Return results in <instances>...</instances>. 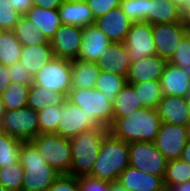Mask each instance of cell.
<instances>
[{"instance_id": "1", "label": "cell", "mask_w": 190, "mask_h": 191, "mask_svg": "<svg viewBox=\"0 0 190 191\" xmlns=\"http://www.w3.org/2000/svg\"><path fill=\"white\" fill-rule=\"evenodd\" d=\"M161 120L157 109L139 108L123 118L116 119L108 128L115 138L122 139L125 142H154Z\"/></svg>"}, {"instance_id": "2", "label": "cell", "mask_w": 190, "mask_h": 191, "mask_svg": "<svg viewBox=\"0 0 190 191\" xmlns=\"http://www.w3.org/2000/svg\"><path fill=\"white\" fill-rule=\"evenodd\" d=\"M129 166V143L107 133L102 140L98 157L90 175L92 178L116 182Z\"/></svg>"}, {"instance_id": "3", "label": "cell", "mask_w": 190, "mask_h": 191, "mask_svg": "<svg viewBox=\"0 0 190 191\" xmlns=\"http://www.w3.org/2000/svg\"><path fill=\"white\" fill-rule=\"evenodd\" d=\"M108 132L107 128H92L69 139L72 155L70 175L77 178L91 175L102 140Z\"/></svg>"}, {"instance_id": "4", "label": "cell", "mask_w": 190, "mask_h": 191, "mask_svg": "<svg viewBox=\"0 0 190 191\" xmlns=\"http://www.w3.org/2000/svg\"><path fill=\"white\" fill-rule=\"evenodd\" d=\"M19 160L24 168L22 191H47L61 175L46 163L30 141L21 142Z\"/></svg>"}, {"instance_id": "5", "label": "cell", "mask_w": 190, "mask_h": 191, "mask_svg": "<svg viewBox=\"0 0 190 191\" xmlns=\"http://www.w3.org/2000/svg\"><path fill=\"white\" fill-rule=\"evenodd\" d=\"M30 142L46 163L60 174H70L72 163L70 141L57 134H38Z\"/></svg>"}, {"instance_id": "6", "label": "cell", "mask_w": 190, "mask_h": 191, "mask_svg": "<svg viewBox=\"0 0 190 191\" xmlns=\"http://www.w3.org/2000/svg\"><path fill=\"white\" fill-rule=\"evenodd\" d=\"M67 100L83 109L89 117H95L105 128L112 125L113 102L98 89H71Z\"/></svg>"}, {"instance_id": "7", "label": "cell", "mask_w": 190, "mask_h": 191, "mask_svg": "<svg viewBox=\"0 0 190 191\" xmlns=\"http://www.w3.org/2000/svg\"><path fill=\"white\" fill-rule=\"evenodd\" d=\"M0 130L21 142L30 141L39 134L38 112L28 106L5 110Z\"/></svg>"}, {"instance_id": "8", "label": "cell", "mask_w": 190, "mask_h": 191, "mask_svg": "<svg viewBox=\"0 0 190 191\" xmlns=\"http://www.w3.org/2000/svg\"><path fill=\"white\" fill-rule=\"evenodd\" d=\"M167 163L168 160L157 149L154 142L129 143V166L164 178Z\"/></svg>"}, {"instance_id": "9", "label": "cell", "mask_w": 190, "mask_h": 191, "mask_svg": "<svg viewBox=\"0 0 190 191\" xmlns=\"http://www.w3.org/2000/svg\"><path fill=\"white\" fill-rule=\"evenodd\" d=\"M33 84L68 96L71 86V60L54 57L33 77Z\"/></svg>"}, {"instance_id": "10", "label": "cell", "mask_w": 190, "mask_h": 191, "mask_svg": "<svg viewBox=\"0 0 190 191\" xmlns=\"http://www.w3.org/2000/svg\"><path fill=\"white\" fill-rule=\"evenodd\" d=\"M57 135L71 139L85 130L105 128L95 117H89L83 109L66 100L62 104Z\"/></svg>"}, {"instance_id": "11", "label": "cell", "mask_w": 190, "mask_h": 191, "mask_svg": "<svg viewBox=\"0 0 190 191\" xmlns=\"http://www.w3.org/2000/svg\"><path fill=\"white\" fill-rule=\"evenodd\" d=\"M124 45L131 62L156 55L152 25L148 22H133Z\"/></svg>"}, {"instance_id": "12", "label": "cell", "mask_w": 190, "mask_h": 191, "mask_svg": "<svg viewBox=\"0 0 190 191\" xmlns=\"http://www.w3.org/2000/svg\"><path fill=\"white\" fill-rule=\"evenodd\" d=\"M187 30L182 22L152 25L156 55L169 62Z\"/></svg>"}, {"instance_id": "13", "label": "cell", "mask_w": 190, "mask_h": 191, "mask_svg": "<svg viewBox=\"0 0 190 191\" xmlns=\"http://www.w3.org/2000/svg\"><path fill=\"white\" fill-rule=\"evenodd\" d=\"M186 126L161 122L159 132L154 141L157 149L167 160L178 159L187 144Z\"/></svg>"}, {"instance_id": "14", "label": "cell", "mask_w": 190, "mask_h": 191, "mask_svg": "<svg viewBox=\"0 0 190 191\" xmlns=\"http://www.w3.org/2000/svg\"><path fill=\"white\" fill-rule=\"evenodd\" d=\"M83 28L62 24L50 40L54 57L76 60L82 43Z\"/></svg>"}, {"instance_id": "15", "label": "cell", "mask_w": 190, "mask_h": 191, "mask_svg": "<svg viewBox=\"0 0 190 191\" xmlns=\"http://www.w3.org/2000/svg\"><path fill=\"white\" fill-rule=\"evenodd\" d=\"M132 21L123 13L121 7L110 10L95 19V26L101 30L111 42L124 43Z\"/></svg>"}, {"instance_id": "16", "label": "cell", "mask_w": 190, "mask_h": 191, "mask_svg": "<svg viewBox=\"0 0 190 191\" xmlns=\"http://www.w3.org/2000/svg\"><path fill=\"white\" fill-rule=\"evenodd\" d=\"M82 39L76 60L94 63L100 60V55L112 43L95 24L83 28Z\"/></svg>"}, {"instance_id": "17", "label": "cell", "mask_w": 190, "mask_h": 191, "mask_svg": "<svg viewBox=\"0 0 190 191\" xmlns=\"http://www.w3.org/2000/svg\"><path fill=\"white\" fill-rule=\"evenodd\" d=\"M167 61L157 55L131 62L127 76L128 84L145 81H160Z\"/></svg>"}, {"instance_id": "18", "label": "cell", "mask_w": 190, "mask_h": 191, "mask_svg": "<svg viewBox=\"0 0 190 191\" xmlns=\"http://www.w3.org/2000/svg\"><path fill=\"white\" fill-rule=\"evenodd\" d=\"M96 63L100 71L119 74L126 78L131 65L124 43L117 42H112Z\"/></svg>"}, {"instance_id": "19", "label": "cell", "mask_w": 190, "mask_h": 191, "mask_svg": "<svg viewBox=\"0 0 190 191\" xmlns=\"http://www.w3.org/2000/svg\"><path fill=\"white\" fill-rule=\"evenodd\" d=\"M117 182L128 191H161L165 189L163 177L148 174L131 166L123 170Z\"/></svg>"}, {"instance_id": "20", "label": "cell", "mask_w": 190, "mask_h": 191, "mask_svg": "<svg viewBox=\"0 0 190 191\" xmlns=\"http://www.w3.org/2000/svg\"><path fill=\"white\" fill-rule=\"evenodd\" d=\"M156 109L161 122L179 126H187L190 122L185 97L163 95Z\"/></svg>"}, {"instance_id": "21", "label": "cell", "mask_w": 190, "mask_h": 191, "mask_svg": "<svg viewBox=\"0 0 190 191\" xmlns=\"http://www.w3.org/2000/svg\"><path fill=\"white\" fill-rule=\"evenodd\" d=\"M160 83L163 95L185 97L190 89L188 75L182 72L181 67L169 62L165 65Z\"/></svg>"}, {"instance_id": "22", "label": "cell", "mask_w": 190, "mask_h": 191, "mask_svg": "<svg viewBox=\"0 0 190 191\" xmlns=\"http://www.w3.org/2000/svg\"><path fill=\"white\" fill-rule=\"evenodd\" d=\"M62 24L72 25L80 28L94 24L95 18L87 2L63 1L58 8Z\"/></svg>"}, {"instance_id": "23", "label": "cell", "mask_w": 190, "mask_h": 191, "mask_svg": "<svg viewBox=\"0 0 190 191\" xmlns=\"http://www.w3.org/2000/svg\"><path fill=\"white\" fill-rule=\"evenodd\" d=\"M25 16L33 22L34 28L44 33L49 40H51L55 32L62 25L57 9L51 10L39 6H32Z\"/></svg>"}, {"instance_id": "24", "label": "cell", "mask_w": 190, "mask_h": 191, "mask_svg": "<svg viewBox=\"0 0 190 191\" xmlns=\"http://www.w3.org/2000/svg\"><path fill=\"white\" fill-rule=\"evenodd\" d=\"M182 22L181 9L169 0H148V23L173 24Z\"/></svg>"}, {"instance_id": "25", "label": "cell", "mask_w": 190, "mask_h": 191, "mask_svg": "<svg viewBox=\"0 0 190 191\" xmlns=\"http://www.w3.org/2000/svg\"><path fill=\"white\" fill-rule=\"evenodd\" d=\"M54 58L50 45H36L22 47L19 63L34 77L37 72Z\"/></svg>"}, {"instance_id": "26", "label": "cell", "mask_w": 190, "mask_h": 191, "mask_svg": "<svg viewBox=\"0 0 190 191\" xmlns=\"http://www.w3.org/2000/svg\"><path fill=\"white\" fill-rule=\"evenodd\" d=\"M100 70L97 63L72 60L71 86L72 89L94 88Z\"/></svg>"}, {"instance_id": "27", "label": "cell", "mask_w": 190, "mask_h": 191, "mask_svg": "<svg viewBox=\"0 0 190 191\" xmlns=\"http://www.w3.org/2000/svg\"><path fill=\"white\" fill-rule=\"evenodd\" d=\"M66 100L67 96L64 93L47 90L44 87L32 84L27 99V106L38 112L47 105H62Z\"/></svg>"}, {"instance_id": "28", "label": "cell", "mask_w": 190, "mask_h": 191, "mask_svg": "<svg viewBox=\"0 0 190 191\" xmlns=\"http://www.w3.org/2000/svg\"><path fill=\"white\" fill-rule=\"evenodd\" d=\"M17 40L24 46L50 45V40L44 33L34 28L31 22L25 15H21L18 23L12 30Z\"/></svg>"}, {"instance_id": "29", "label": "cell", "mask_w": 190, "mask_h": 191, "mask_svg": "<svg viewBox=\"0 0 190 191\" xmlns=\"http://www.w3.org/2000/svg\"><path fill=\"white\" fill-rule=\"evenodd\" d=\"M142 108L139 98L131 84H126L113 102V122Z\"/></svg>"}, {"instance_id": "30", "label": "cell", "mask_w": 190, "mask_h": 191, "mask_svg": "<svg viewBox=\"0 0 190 191\" xmlns=\"http://www.w3.org/2000/svg\"><path fill=\"white\" fill-rule=\"evenodd\" d=\"M144 108L156 109L163 97L160 81L131 84Z\"/></svg>"}, {"instance_id": "31", "label": "cell", "mask_w": 190, "mask_h": 191, "mask_svg": "<svg viewBox=\"0 0 190 191\" xmlns=\"http://www.w3.org/2000/svg\"><path fill=\"white\" fill-rule=\"evenodd\" d=\"M22 45L13 31L0 32V64L10 66L19 62Z\"/></svg>"}, {"instance_id": "32", "label": "cell", "mask_w": 190, "mask_h": 191, "mask_svg": "<svg viewBox=\"0 0 190 191\" xmlns=\"http://www.w3.org/2000/svg\"><path fill=\"white\" fill-rule=\"evenodd\" d=\"M30 86L12 82L0 95L5 110H17L27 106Z\"/></svg>"}, {"instance_id": "33", "label": "cell", "mask_w": 190, "mask_h": 191, "mask_svg": "<svg viewBox=\"0 0 190 191\" xmlns=\"http://www.w3.org/2000/svg\"><path fill=\"white\" fill-rule=\"evenodd\" d=\"M126 84V77L100 71L94 88L104 93L109 101L114 102L116 95Z\"/></svg>"}, {"instance_id": "34", "label": "cell", "mask_w": 190, "mask_h": 191, "mask_svg": "<svg viewBox=\"0 0 190 191\" xmlns=\"http://www.w3.org/2000/svg\"><path fill=\"white\" fill-rule=\"evenodd\" d=\"M21 141L0 131V168L17 163L20 159Z\"/></svg>"}, {"instance_id": "35", "label": "cell", "mask_w": 190, "mask_h": 191, "mask_svg": "<svg viewBox=\"0 0 190 191\" xmlns=\"http://www.w3.org/2000/svg\"><path fill=\"white\" fill-rule=\"evenodd\" d=\"M164 185L173 186L184 184L190 180V164L181 158L168 160Z\"/></svg>"}, {"instance_id": "36", "label": "cell", "mask_w": 190, "mask_h": 191, "mask_svg": "<svg viewBox=\"0 0 190 191\" xmlns=\"http://www.w3.org/2000/svg\"><path fill=\"white\" fill-rule=\"evenodd\" d=\"M23 165L20 160L7 167L0 168V184L7 191H21L24 179Z\"/></svg>"}, {"instance_id": "37", "label": "cell", "mask_w": 190, "mask_h": 191, "mask_svg": "<svg viewBox=\"0 0 190 191\" xmlns=\"http://www.w3.org/2000/svg\"><path fill=\"white\" fill-rule=\"evenodd\" d=\"M62 105L45 106L38 111L39 134H57Z\"/></svg>"}, {"instance_id": "38", "label": "cell", "mask_w": 190, "mask_h": 191, "mask_svg": "<svg viewBox=\"0 0 190 191\" xmlns=\"http://www.w3.org/2000/svg\"><path fill=\"white\" fill-rule=\"evenodd\" d=\"M120 7L132 22H148V0H121Z\"/></svg>"}, {"instance_id": "39", "label": "cell", "mask_w": 190, "mask_h": 191, "mask_svg": "<svg viewBox=\"0 0 190 191\" xmlns=\"http://www.w3.org/2000/svg\"><path fill=\"white\" fill-rule=\"evenodd\" d=\"M20 17L21 14L9 4L8 0H0V29L2 31H12Z\"/></svg>"}, {"instance_id": "40", "label": "cell", "mask_w": 190, "mask_h": 191, "mask_svg": "<svg viewBox=\"0 0 190 191\" xmlns=\"http://www.w3.org/2000/svg\"><path fill=\"white\" fill-rule=\"evenodd\" d=\"M169 63L181 68H190V37L188 34L180 41Z\"/></svg>"}, {"instance_id": "41", "label": "cell", "mask_w": 190, "mask_h": 191, "mask_svg": "<svg viewBox=\"0 0 190 191\" xmlns=\"http://www.w3.org/2000/svg\"><path fill=\"white\" fill-rule=\"evenodd\" d=\"M47 191H79V179L70 174H61Z\"/></svg>"}, {"instance_id": "42", "label": "cell", "mask_w": 190, "mask_h": 191, "mask_svg": "<svg viewBox=\"0 0 190 191\" xmlns=\"http://www.w3.org/2000/svg\"><path fill=\"white\" fill-rule=\"evenodd\" d=\"M9 74L12 82L22 85L31 86L33 84V76L26 70L21 63H13L8 66Z\"/></svg>"}, {"instance_id": "43", "label": "cell", "mask_w": 190, "mask_h": 191, "mask_svg": "<svg viewBox=\"0 0 190 191\" xmlns=\"http://www.w3.org/2000/svg\"><path fill=\"white\" fill-rule=\"evenodd\" d=\"M95 19L120 6L121 0H87Z\"/></svg>"}, {"instance_id": "44", "label": "cell", "mask_w": 190, "mask_h": 191, "mask_svg": "<svg viewBox=\"0 0 190 191\" xmlns=\"http://www.w3.org/2000/svg\"><path fill=\"white\" fill-rule=\"evenodd\" d=\"M79 179V191H110L111 182L83 176Z\"/></svg>"}, {"instance_id": "45", "label": "cell", "mask_w": 190, "mask_h": 191, "mask_svg": "<svg viewBox=\"0 0 190 191\" xmlns=\"http://www.w3.org/2000/svg\"><path fill=\"white\" fill-rule=\"evenodd\" d=\"M8 2L21 15H25L33 6L32 0H8Z\"/></svg>"}, {"instance_id": "46", "label": "cell", "mask_w": 190, "mask_h": 191, "mask_svg": "<svg viewBox=\"0 0 190 191\" xmlns=\"http://www.w3.org/2000/svg\"><path fill=\"white\" fill-rule=\"evenodd\" d=\"M12 83L8 66L0 64V95Z\"/></svg>"}, {"instance_id": "47", "label": "cell", "mask_w": 190, "mask_h": 191, "mask_svg": "<svg viewBox=\"0 0 190 191\" xmlns=\"http://www.w3.org/2000/svg\"><path fill=\"white\" fill-rule=\"evenodd\" d=\"M64 0H32L33 6H39L44 9H57Z\"/></svg>"}, {"instance_id": "48", "label": "cell", "mask_w": 190, "mask_h": 191, "mask_svg": "<svg viewBox=\"0 0 190 191\" xmlns=\"http://www.w3.org/2000/svg\"><path fill=\"white\" fill-rule=\"evenodd\" d=\"M168 191H190V180L184 184L165 186Z\"/></svg>"}, {"instance_id": "49", "label": "cell", "mask_w": 190, "mask_h": 191, "mask_svg": "<svg viewBox=\"0 0 190 191\" xmlns=\"http://www.w3.org/2000/svg\"><path fill=\"white\" fill-rule=\"evenodd\" d=\"M182 23L190 29V5L182 11Z\"/></svg>"}, {"instance_id": "50", "label": "cell", "mask_w": 190, "mask_h": 191, "mask_svg": "<svg viewBox=\"0 0 190 191\" xmlns=\"http://www.w3.org/2000/svg\"><path fill=\"white\" fill-rule=\"evenodd\" d=\"M180 158L190 164V142L185 145Z\"/></svg>"}, {"instance_id": "51", "label": "cell", "mask_w": 190, "mask_h": 191, "mask_svg": "<svg viewBox=\"0 0 190 191\" xmlns=\"http://www.w3.org/2000/svg\"><path fill=\"white\" fill-rule=\"evenodd\" d=\"M171 3L177 5L181 11L190 5V0H169Z\"/></svg>"}, {"instance_id": "52", "label": "cell", "mask_w": 190, "mask_h": 191, "mask_svg": "<svg viewBox=\"0 0 190 191\" xmlns=\"http://www.w3.org/2000/svg\"><path fill=\"white\" fill-rule=\"evenodd\" d=\"M110 191H128V190L125 189L121 184H119V183L116 181V182H111Z\"/></svg>"}, {"instance_id": "53", "label": "cell", "mask_w": 190, "mask_h": 191, "mask_svg": "<svg viewBox=\"0 0 190 191\" xmlns=\"http://www.w3.org/2000/svg\"><path fill=\"white\" fill-rule=\"evenodd\" d=\"M185 98H186V101H187L188 113H189V116H190V89L188 90Z\"/></svg>"}, {"instance_id": "54", "label": "cell", "mask_w": 190, "mask_h": 191, "mask_svg": "<svg viewBox=\"0 0 190 191\" xmlns=\"http://www.w3.org/2000/svg\"><path fill=\"white\" fill-rule=\"evenodd\" d=\"M4 112H5L4 105L2 104L1 98H0V121L2 119Z\"/></svg>"}, {"instance_id": "55", "label": "cell", "mask_w": 190, "mask_h": 191, "mask_svg": "<svg viewBox=\"0 0 190 191\" xmlns=\"http://www.w3.org/2000/svg\"><path fill=\"white\" fill-rule=\"evenodd\" d=\"M187 128V141L190 142V122L186 126Z\"/></svg>"}, {"instance_id": "56", "label": "cell", "mask_w": 190, "mask_h": 191, "mask_svg": "<svg viewBox=\"0 0 190 191\" xmlns=\"http://www.w3.org/2000/svg\"><path fill=\"white\" fill-rule=\"evenodd\" d=\"M182 72L188 75L189 80H190V68H181Z\"/></svg>"}, {"instance_id": "57", "label": "cell", "mask_w": 190, "mask_h": 191, "mask_svg": "<svg viewBox=\"0 0 190 191\" xmlns=\"http://www.w3.org/2000/svg\"><path fill=\"white\" fill-rule=\"evenodd\" d=\"M64 1L78 3V2H86L87 0H64Z\"/></svg>"}, {"instance_id": "58", "label": "cell", "mask_w": 190, "mask_h": 191, "mask_svg": "<svg viewBox=\"0 0 190 191\" xmlns=\"http://www.w3.org/2000/svg\"><path fill=\"white\" fill-rule=\"evenodd\" d=\"M0 191H7V190L0 184Z\"/></svg>"}, {"instance_id": "59", "label": "cell", "mask_w": 190, "mask_h": 191, "mask_svg": "<svg viewBox=\"0 0 190 191\" xmlns=\"http://www.w3.org/2000/svg\"><path fill=\"white\" fill-rule=\"evenodd\" d=\"M187 34H188V35H189V37H190V29H188V30H187Z\"/></svg>"}]
</instances>
